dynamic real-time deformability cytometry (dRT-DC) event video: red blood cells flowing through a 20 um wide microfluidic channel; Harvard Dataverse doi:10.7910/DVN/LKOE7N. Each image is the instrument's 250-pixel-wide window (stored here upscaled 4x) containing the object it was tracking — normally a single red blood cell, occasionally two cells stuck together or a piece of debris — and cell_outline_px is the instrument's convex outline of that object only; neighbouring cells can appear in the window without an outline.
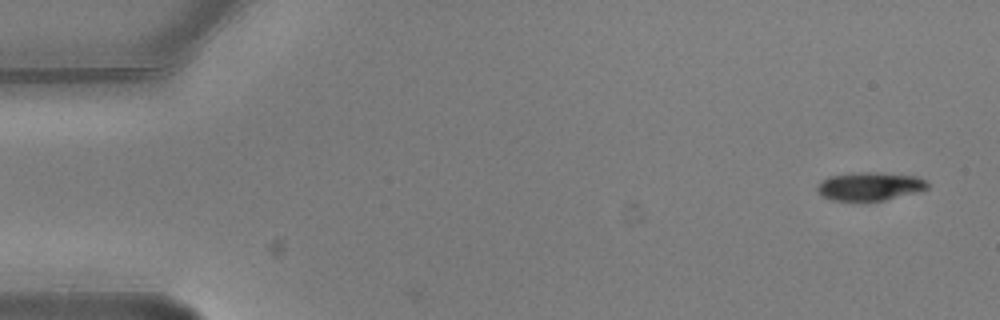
{"species": "common noctule bat (a hibernating species)", "species_latin": "Nyctalus noctula", "temperature_condition": "warm", "stored_images_in_passage": 5, "camera_frame_rate_fps": 3000, "um_per_image_px": 0.085, "animal": {"sex": "male", "body_mass_g": 20.5, "forearm_length_mm": 52.5}, "frame": {"image": 1, "passage_image": 1, "time_ms": 0.0, "image_size_px": [1000, 320], "cell_outline_px": [[928, 188], [920, 192], [884, 200], [832, 200], [820, 196], [816, 188], [824, 180], [832, 176], [860, 172], [876, 172], [916, 176], [924, 180], [928, 184]], "centroid_in_image_um": [73.97, 15.84], "position_along_channel_um": 11.0, "area_um2": 17.98}}
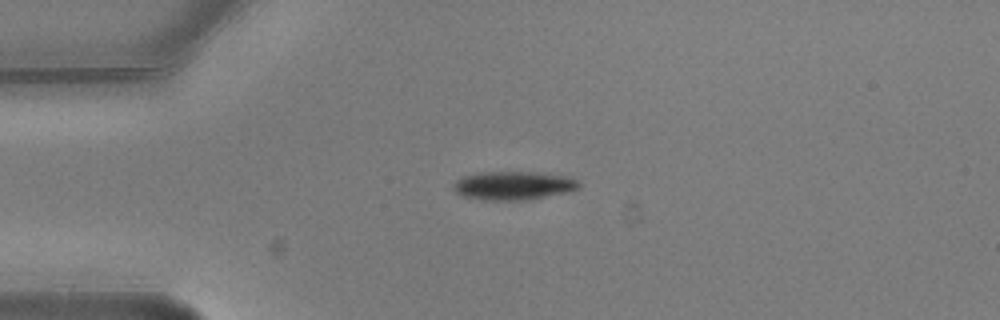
{"frame": {"image": 2, "passage_image": 4, "time_ms": 1.0, "image_size_px": [1000, 320], "cell_outline_px": [[580, 188], [568, 192], [528, 200], [480, 200], [460, 196], [452, 188], [452, 184], [456, 180], [464, 176], [480, 172], [528, 172], [564, 176], [576, 180], [580, 184]], "centroid_in_image_um": [43.58, 15.79], "position_along_channel_um": 41.4, "area_um2": 20.92}}